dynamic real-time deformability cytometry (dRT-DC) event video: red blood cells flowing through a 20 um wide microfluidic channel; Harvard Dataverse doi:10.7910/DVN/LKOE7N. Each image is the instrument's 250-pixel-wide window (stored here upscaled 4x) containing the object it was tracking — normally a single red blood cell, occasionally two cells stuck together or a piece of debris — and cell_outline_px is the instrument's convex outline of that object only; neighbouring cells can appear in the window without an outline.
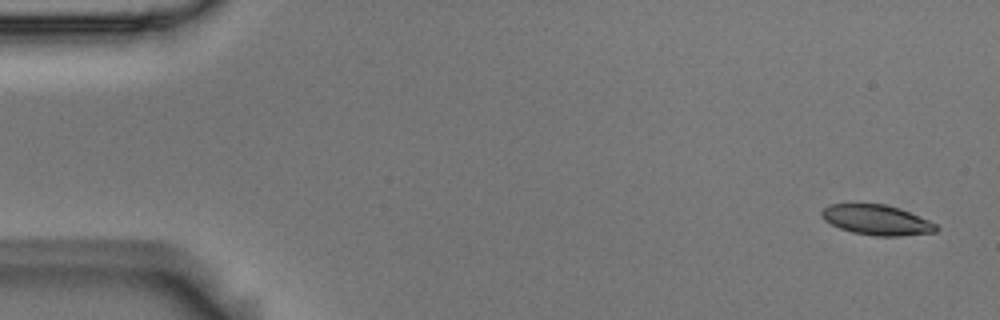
{"species": "Egyptian fruit bat (a non-hibernating species)", "species_latin": "Rousettus aegyptiacus", "temperature_condition": "room temperature", "stored_images_in_passage": 4, "segment_of_instrument_passage": [2, 2], "camera_frame_rate_fps": 3000, "um_per_image_px": 0.085, "animal": {"sex": "male"}, "frame": {"image": 1, "passage_image": 4, "time_ms": 1.0, "image_size_px": [1000, 320], "cell_outline_px": [[940, 228], [936, 232], [900, 236], [876, 236], [852, 232], [840, 228], [824, 220], [820, 212], [828, 204], [884, 204], [900, 208], [928, 220], [936, 224]], "centroid_in_image_um": [74.54, 18.7], "position_along_channel_um": 10.5, "area_um2": 20.06}}